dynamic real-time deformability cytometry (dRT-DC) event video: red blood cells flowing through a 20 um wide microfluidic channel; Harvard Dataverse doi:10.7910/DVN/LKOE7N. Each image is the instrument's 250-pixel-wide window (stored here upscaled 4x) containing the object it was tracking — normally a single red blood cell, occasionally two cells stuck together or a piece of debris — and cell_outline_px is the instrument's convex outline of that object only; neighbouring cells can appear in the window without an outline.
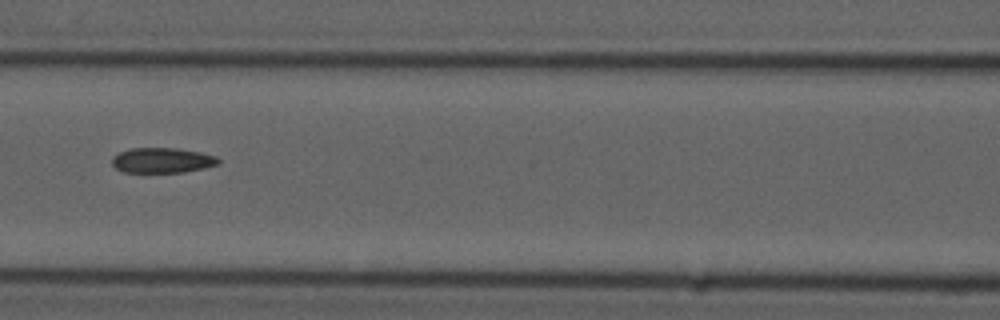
{"species": "common noctule bat (a hibernating species)", "species_latin": "Nyctalus noctula", "temperature_condition": "cold", "stored_images_in_passage": 15, "camera_frame_rate_fps": 3000, "um_per_image_px": 0.085, "animal": {"sex": "male", "forearm_length_mm": 52.5}, "frame": {"image": 1, "passage_image": 7, "time_ms": 2.0, "image_size_px": [1000, 320], "cell_outline_px": [[220, 164], [204, 168], [184, 172], [124, 172], [116, 168], [112, 164], [112, 156], [120, 152], [132, 148], [176, 148], [200, 152], [216, 156], [220, 160]], "centroid_in_image_um": [13.8, 13.63], "position_along_channel_um": 152.8, "area_um2": 15.61}}
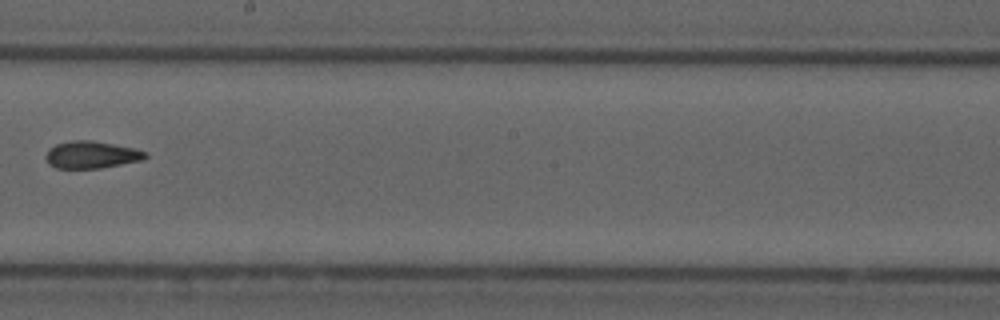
{"frame": {"image": 2, "passage_image": 9, "time_ms": 2.667, "image_size_px": [1000, 320], "cell_outline_px": [[148, 156], [144, 160], [100, 168], [56, 168], [48, 164], [44, 156], [48, 148], [56, 144], [72, 140], [92, 140], [136, 148], [148, 152]], "centroid_in_image_um": [7.78, 13.15], "position_along_channel_um": 240.4, "area_um2": 16.07}}
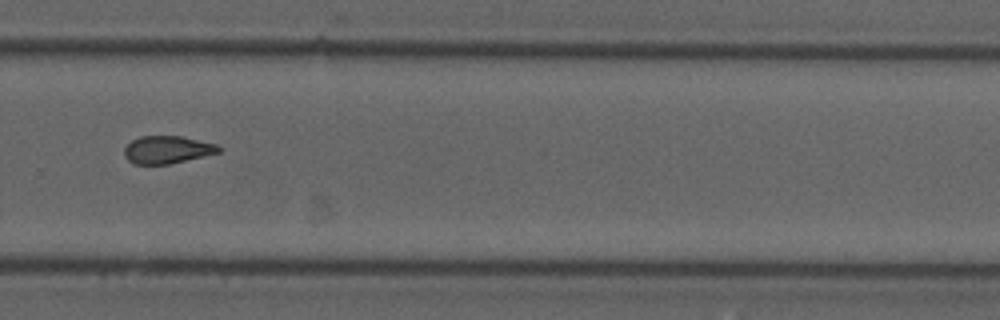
{"frame": {"image": 3, "passage_image": 11, "time_ms": 3.333, "image_size_px": [1000, 320], "cell_outline_px": [[224, 148], [220, 152], [204, 156], [168, 164], [136, 164], [128, 160], [124, 156], [124, 148], [132, 140], [140, 136], [180, 136], [216, 144]], "centroid_in_image_um": [14.22, 12.72], "position_along_channel_um": 315.6, "area_um2": 15.14}}